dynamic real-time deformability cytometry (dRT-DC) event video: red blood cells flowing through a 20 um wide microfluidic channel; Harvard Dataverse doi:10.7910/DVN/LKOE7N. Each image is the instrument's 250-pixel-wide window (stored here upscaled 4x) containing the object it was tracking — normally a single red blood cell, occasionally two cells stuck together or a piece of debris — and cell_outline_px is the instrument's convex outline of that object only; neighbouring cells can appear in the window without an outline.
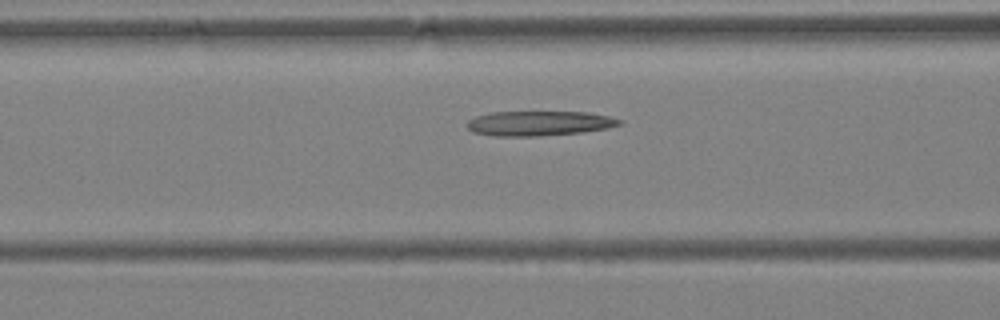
{"species": "Egyptian fruit bat (a non-hibernating species)", "species_latin": "Rousettus aegyptiacus", "temperature_condition": "warm", "stored_images_in_passage": 5, "camera_frame_rate_fps": 3000, "um_per_image_px": 0.085, "animal": {"sex": "female"}, "frame": {"image": 1, "passage_image": 4, "time_ms": 1.0, "image_size_px": [1000, 320], "cell_outline_px": [[624, 120], [620, 124], [604, 128], [580, 132], [536, 136], [492, 136], [472, 132], [468, 128], [468, 120], [476, 116], [492, 112], [588, 112], [608, 116]], "centroid_in_image_um": [45.78, 10.48], "position_along_channel_um": 120.8, "area_um2": 21.79}}